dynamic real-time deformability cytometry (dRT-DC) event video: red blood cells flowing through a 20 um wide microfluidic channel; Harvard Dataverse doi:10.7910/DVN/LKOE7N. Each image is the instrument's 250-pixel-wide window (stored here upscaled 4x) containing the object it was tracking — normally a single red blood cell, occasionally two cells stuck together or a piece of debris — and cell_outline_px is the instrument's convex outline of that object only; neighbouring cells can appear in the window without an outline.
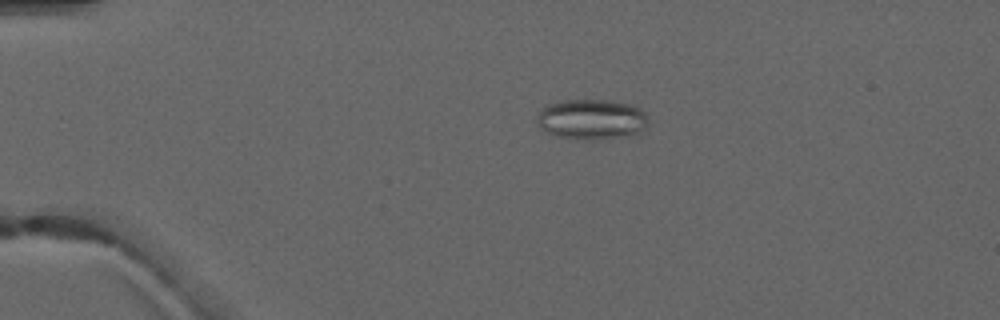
{"species": "common noctule bat (a hibernating species)", "species_latin": "Nyctalus noctula", "temperature_condition": "warm", "stored_images_in_passage": 2, "camera_frame_rate_fps": 3000, "um_per_image_px": 0.085, "animal": {"sex": "male", "forearm_length_mm": 52.5}, "frame": {"image": 1, "passage_image": 1, "time_ms": 0.0, "image_size_px": [1000, 320], "cell_outline_px": [[648, 120], [644, 128], [640, 132], [596, 140], [584, 140], [556, 136], [540, 128], [536, 124], [536, 116], [544, 104], [560, 100], [608, 100], [632, 104], [640, 108], [648, 116]], "centroid_in_image_um": [50.22, 10.12], "position_along_channel_um": 34.8, "area_um2": 26.41}}